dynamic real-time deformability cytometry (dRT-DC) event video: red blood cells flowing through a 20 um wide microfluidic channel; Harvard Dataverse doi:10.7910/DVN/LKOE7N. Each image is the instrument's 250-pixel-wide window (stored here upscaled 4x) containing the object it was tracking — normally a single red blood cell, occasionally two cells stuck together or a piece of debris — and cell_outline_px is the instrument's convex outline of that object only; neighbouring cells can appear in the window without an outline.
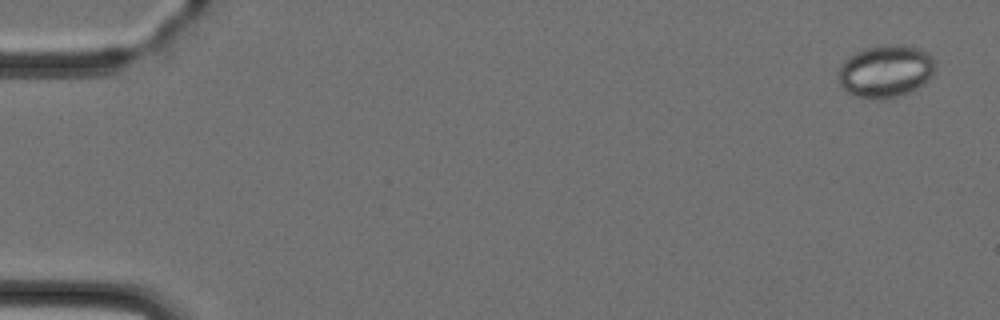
{"species": "Egyptian fruit bat (a non-hibernating species)", "species_latin": "Rousettus aegyptiacus", "temperature_condition": "cold", "stored_images_in_passage": 4, "camera_frame_rate_fps": 3000, "um_per_image_px": 0.085, "animal": {"sex": "female"}, "frame": {"image": 1, "passage_image": 1, "time_ms": 0.0, "image_size_px": [1000, 320], "cell_outline_px": [[936, 64], [928, 80], [916, 88], [908, 92], [896, 96], [852, 96], [840, 84], [836, 72], [840, 64], [848, 56], [864, 48], [884, 44], [908, 44], [920, 48], [928, 52], [936, 60]], "centroid_in_image_um": [75.27, 5.97], "position_along_channel_um": 9.7, "area_um2": 29.54}}